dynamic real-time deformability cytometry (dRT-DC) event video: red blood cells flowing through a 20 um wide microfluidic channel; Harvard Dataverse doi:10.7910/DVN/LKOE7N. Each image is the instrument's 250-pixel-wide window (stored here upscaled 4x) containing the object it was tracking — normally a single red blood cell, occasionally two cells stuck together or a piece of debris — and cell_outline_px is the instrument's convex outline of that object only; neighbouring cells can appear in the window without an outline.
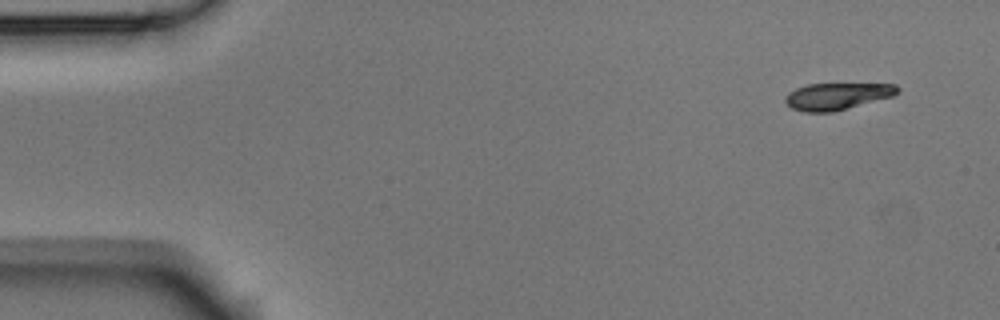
{"species": "Egyptian fruit bat (a non-hibernating species)", "species_latin": "Rousettus aegyptiacus", "temperature_condition": "room temperature", "stored_images_in_passage": 9, "camera_frame_rate_fps": 3000, "um_per_image_px": 0.085, "animal": {"sex": "male"}, "frame": {"image": 1, "passage_image": 1, "time_ms": 0.0, "image_size_px": [1000, 320], "cell_outline_px": [[900, 92], [892, 96], [832, 112], [804, 112], [792, 108], [784, 100], [788, 92], [796, 88], [808, 84], [896, 84], [900, 88]], "centroid_in_image_um": [71.15, 8.17], "position_along_channel_um": 13.9, "area_um2": 17.4}}
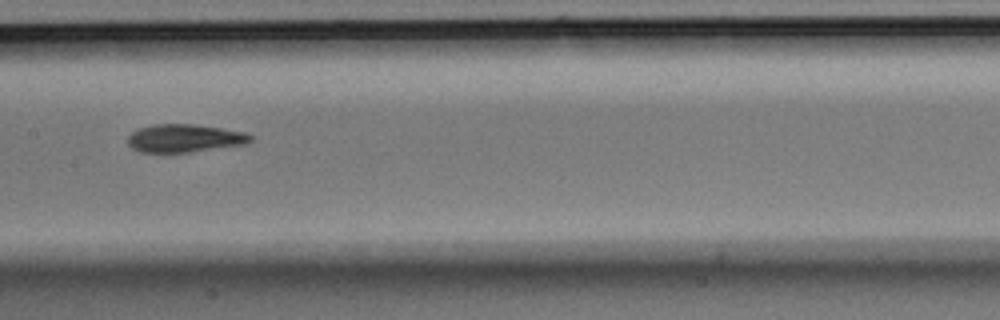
{"frame": {"image": 2, "passage_image": 7, "time_ms": 2.0, "image_size_px": [1000, 320], "cell_outline_px": [[252, 140], [248, 144], [188, 152], [140, 152], [132, 148], [128, 144], [128, 136], [132, 132], [140, 128], [152, 124], [192, 124], [220, 128], [244, 132], [252, 136]], "centroid_in_image_um": [15.68, 11.75], "position_along_channel_um": 191.7, "area_um2": 19.94}}
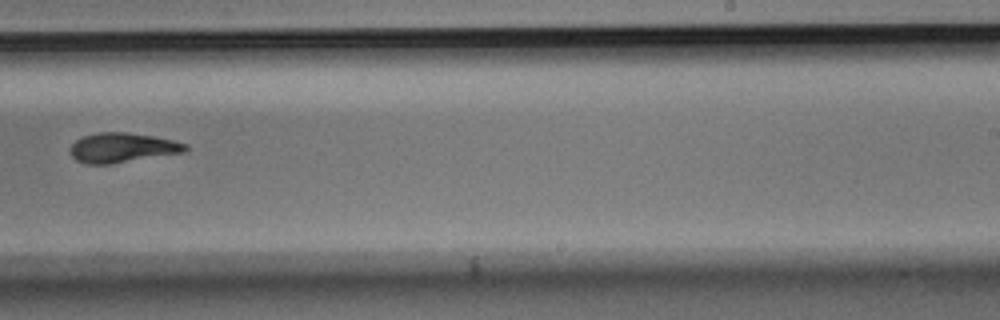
{"frame": {"image": 3, "passage_image": 9, "time_ms": 2.667, "image_size_px": [1000, 320], "cell_outline_px": [[188, 148], [184, 152], [108, 164], [88, 164], [76, 160], [72, 156], [72, 144], [76, 140], [84, 136], [96, 132], [124, 132], [152, 136], [172, 140], [188, 144]], "centroid_in_image_um": [10.4, 12.55], "position_along_channel_um": 278.6, "area_um2": 19.54}}